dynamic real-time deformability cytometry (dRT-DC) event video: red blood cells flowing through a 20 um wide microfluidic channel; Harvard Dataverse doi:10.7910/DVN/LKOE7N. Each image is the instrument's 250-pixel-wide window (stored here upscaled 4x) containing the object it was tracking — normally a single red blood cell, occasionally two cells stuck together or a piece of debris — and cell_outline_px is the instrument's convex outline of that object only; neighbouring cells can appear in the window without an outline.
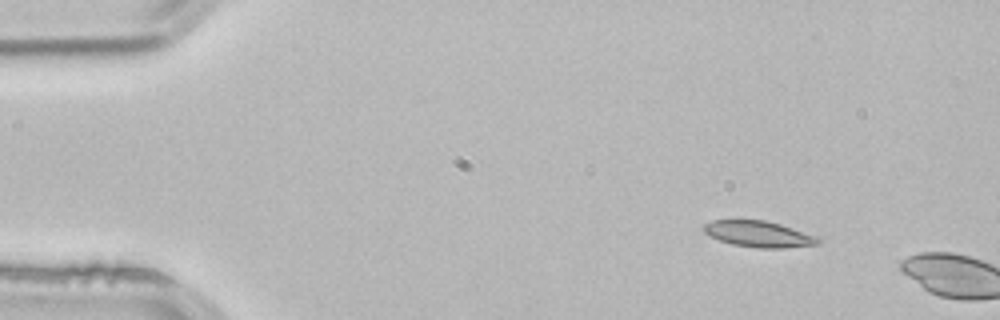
{"species": "common noctule bat (a hibernating species)", "species_latin": "Nyctalus noctula", "temperature_condition": "room temperature", "stored_images_in_passage": 2, "camera_frame_rate_fps": 3000, "um_per_image_px": 0.085, "animal": {"sex": "male", "body_mass_g": 21.5, "forearm_length_mm": 52.0}, "frame": {"image": 1, "passage_image": 1, "time_ms": 0.0, "image_size_px": [1000, 320], "cell_outline_px": [[820, 244], [784, 248], [760, 248], [732, 244], [720, 240], [704, 232], [704, 224], [712, 220], [764, 220], [780, 224], [816, 236], [820, 240]], "centroid_in_image_um": [64.5, 19.89], "position_along_channel_um": 20.5, "area_um2": 17.17}}